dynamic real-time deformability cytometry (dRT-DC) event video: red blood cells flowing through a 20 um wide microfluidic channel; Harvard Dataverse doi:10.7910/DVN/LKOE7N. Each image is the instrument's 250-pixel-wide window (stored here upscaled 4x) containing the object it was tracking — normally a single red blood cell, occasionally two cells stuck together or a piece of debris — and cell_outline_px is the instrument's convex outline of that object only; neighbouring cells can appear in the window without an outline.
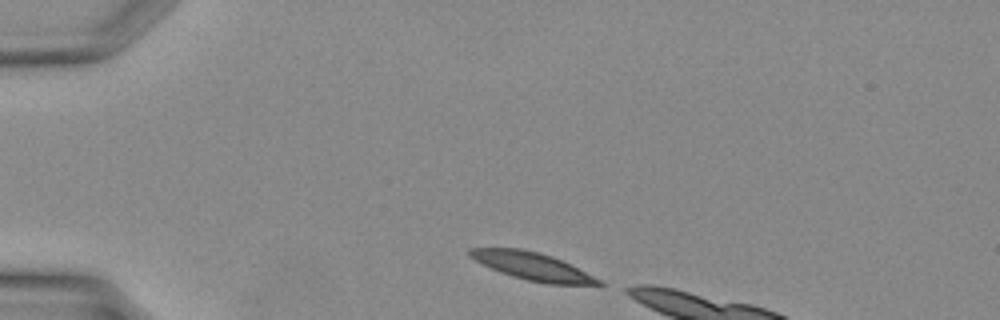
{"species": "Egyptian fruit bat (a non-hibernating species)", "species_latin": "Rousettus aegyptiacus", "temperature_condition": "warm", "stored_images_in_passage": 29, "camera_frame_rate_fps": 3000, "um_per_image_px": 0.085, "animal": {"sex": "female"}, "frame": {"image": 1, "passage_image": 1, "time_ms": 0.0, "image_size_px": [1000, 320], "cell_outline_px": [[604, 284], [600, 288], [548, 284], [528, 280], [512, 276], [500, 272], [468, 256], [468, 248], [520, 248], [552, 256], [600, 280]], "centroid_in_image_um": [45.34, 22.68], "position_along_channel_um": 39.7, "area_um2": 20.87}}
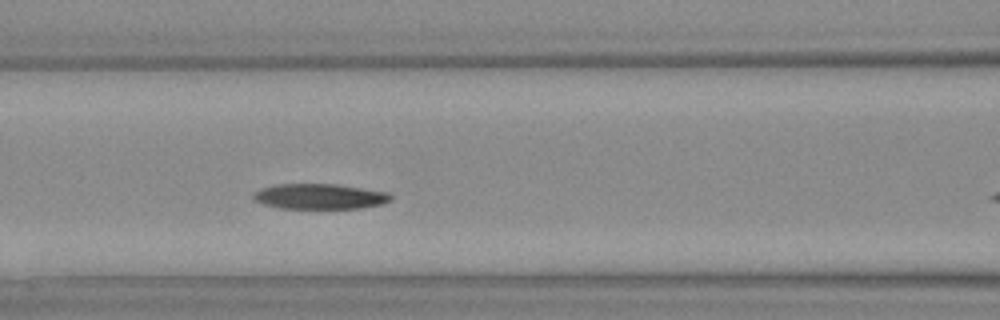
{"frame": {"image": 2, "passage_image": 9, "time_ms": 2.667, "image_size_px": [1000, 320], "cell_outline_px": [[392, 200], [380, 204], [360, 208], [280, 208], [264, 204], [256, 200], [252, 196], [260, 188], [276, 184], [336, 184], [388, 192], [392, 196]], "centroid_in_image_um": [27.18, 16.69], "position_along_channel_um": 139.4, "area_um2": 20.11}}
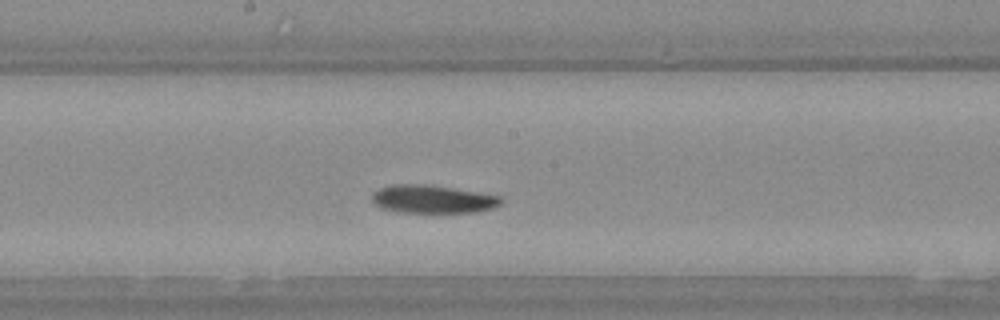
{"frame": {"image": 3, "passage_image": 13, "time_ms": 4.0, "image_size_px": [1000, 320], "cell_outline_px": [[500, 204], [492, 208], [476, 212], [404, 212], [380, 208], [372, 200], [372, 192], [380, 188], [392, 184], [428, 184], [500, 196]], "centroid_in_image_um": [36.72, 16.92], "position_along_channel_um": 211.5, "area_um2": 20.87}}